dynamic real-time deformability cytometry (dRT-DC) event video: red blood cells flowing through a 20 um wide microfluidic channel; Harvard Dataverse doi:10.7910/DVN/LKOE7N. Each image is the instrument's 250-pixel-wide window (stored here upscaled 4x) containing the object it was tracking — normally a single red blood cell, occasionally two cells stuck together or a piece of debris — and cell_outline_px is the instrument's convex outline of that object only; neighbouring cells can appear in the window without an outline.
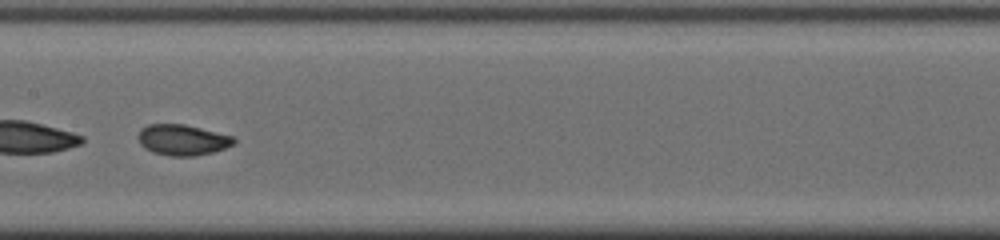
{"species": "common noctule bat (a hibernating species)", "species_latin": "Nyctalus noctula", "temperature_condition": "cold", "stored_images_in_passage": 48, "segment_of_instrument_passage": [2, 2], "camera_frame_rate_fps": 3000, "um_per_image_px": 0.085, "animal": {"sex": "male", "body_mass_g": 19.0, "forearm_length_mm": 50.8}, "frame": {"image": 1, "passage_image": 23, "time_ms": 7.333, "image_size_px": [1000, 240], "cell_outline_px": [[236, 144], [212, 152], [196, 156], [172, 156], [152, 152], [144, 148], [140, 144], [140, 128], [148, 124], [184, 124], [232, 136], [236, 140]], "centroid_in_image_um": [15.52, 11.89], "position_along_channel_um": 191.9, "area_um2": 17.05}}